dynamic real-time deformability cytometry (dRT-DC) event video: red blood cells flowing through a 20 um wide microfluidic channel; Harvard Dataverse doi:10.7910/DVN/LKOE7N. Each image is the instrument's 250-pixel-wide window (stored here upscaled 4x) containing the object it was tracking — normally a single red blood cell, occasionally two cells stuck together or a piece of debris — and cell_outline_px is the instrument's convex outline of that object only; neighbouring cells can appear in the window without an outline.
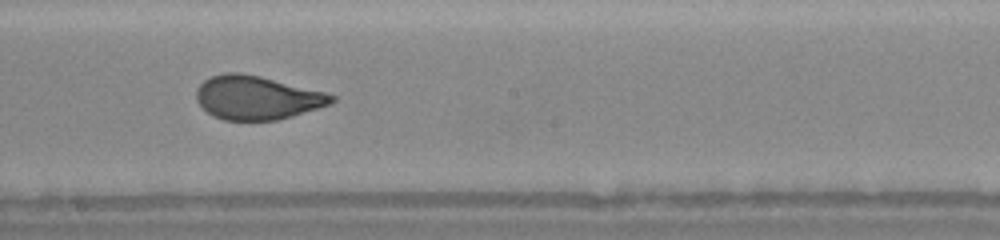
{"species": "human", "species_latin": "Homo sapiens", "temperature_condition": "warm", "stored_images_in_passage": 60, "camera_frame_rate_fps": 3000, "um_per_image_px": 0.085, "donor": {"sex": "female"}, "frame": {"image": 1, "passage_image": 24, "time_ms": 4.333, "image_size_px": [1000, 240], "cell_outline_px": [[336, 100], [332, 104], [292, 116], [276, 120], [224, 120], [212, 116], [196, 100], [196, 88], [204, 80], [212, 76], [224, 72], [240, 72], [260, 76], [324, 92], [336, 96]], "centroid_in_image_um": [21.83, 8.3], "position_along_channel_um": 226.4, "area_um2": 34.39}}